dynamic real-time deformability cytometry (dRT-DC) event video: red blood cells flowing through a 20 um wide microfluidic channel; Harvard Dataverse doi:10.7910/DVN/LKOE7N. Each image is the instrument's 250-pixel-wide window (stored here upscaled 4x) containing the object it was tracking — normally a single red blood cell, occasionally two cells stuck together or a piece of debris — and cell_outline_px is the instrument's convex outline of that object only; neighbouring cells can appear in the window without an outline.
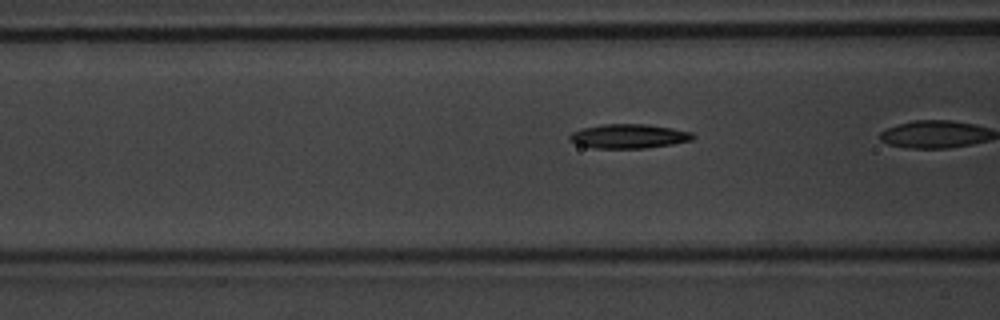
{"species": "common noctule bat (a hibernating species)", "species_latin": "Nyctalus noctula", "temperature_condition": "warm", "stored_images_in_passage": 10, "camera_frame_rate_fps": 3000, "um_per_image_px": 0.085, "animal": {"sex": "male", "body_mass_g": 20.1, "forearm_length_mm": 53.5}, "frame": {"image": 1, "passage_image": 7, "time_ms": 2.0, "image_size_px": [1000, 320], "cell_outline_px": [[696, 136], [692, 140], [672, 144], [648, 148], [592, 148], [576, 144], [568, 140], [568, 136], [572, 132], [584, 128], [600, 124], [648, 124], [672, 128], [692, 132]], "centroid_in_image_um": [53.44, 11.58], "position_along_channel_um": 113.2, "area_um2": 17.57}}